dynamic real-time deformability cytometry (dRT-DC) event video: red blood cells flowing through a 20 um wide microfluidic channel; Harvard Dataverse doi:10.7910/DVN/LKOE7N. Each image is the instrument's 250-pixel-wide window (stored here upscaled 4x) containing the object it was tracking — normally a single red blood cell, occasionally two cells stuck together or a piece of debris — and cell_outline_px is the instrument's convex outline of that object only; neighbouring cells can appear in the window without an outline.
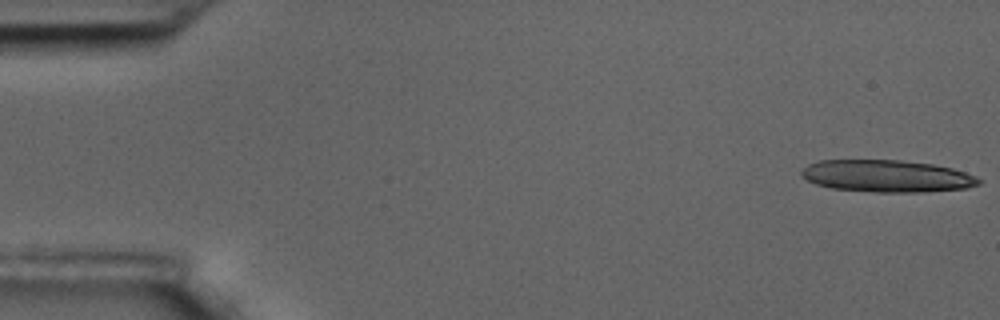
{"species": "common noctule bat (a hibernating species)", "species_latin": "Nyctalus noctula", "temperature_condition": "room temperature", "stored_images_in_passage": 16, "camera_frame_rate_fps": 3000, "um_per_image_px": 0.085, "animal": {"sex": "male", "body_mass_g": 17.5, "forearm_length_mm": 52.3}, "frame": {"image": 1, "passage_image": 1, "time_ms": 0.0, "image_size_px": [1000, 320], "cell_outline_px": [[980, 184], [968, 188], [920, 192], [876, 192], [832, 188], [816, 184], [800, 176], [800, 172], [808, 164], [820, 160], [900, 160], [932, 164], [952, 168], [976, 176], [980, 180]], "centroid_in_image_um": [75.37, 14.96], "position_along_channel_um": 9.6, "area_um2": 33.12}}